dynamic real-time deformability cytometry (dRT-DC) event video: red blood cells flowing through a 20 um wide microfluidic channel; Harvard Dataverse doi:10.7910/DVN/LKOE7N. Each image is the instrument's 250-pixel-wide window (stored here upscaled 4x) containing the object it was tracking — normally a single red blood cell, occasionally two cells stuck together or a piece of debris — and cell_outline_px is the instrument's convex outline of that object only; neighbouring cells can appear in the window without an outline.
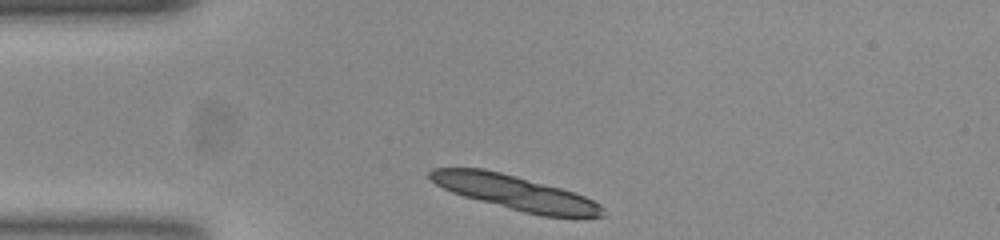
{"species": "common noctule bat (a hibernating species)", "species_latin": "Nyctalus noctula", "temperature_condition": "room temperature", "stored_images_in_passage": 33, "segment_of_instrument_passage": [1, 2], "camera_frame_rate_fps": 3000, "um_per_image_px": 0.085, "animal": {"sex": "female", "body_mass_g": 23.0, "forearm_length_mm": 53.4}, "frame": {"image": 1, "passage_image": 1, "time_ms": 0.0, "image_size_px": [1000, 240], "cell_outline_px": [[604, 216], [540, 216], [524, 212], [464, 196], [452, 192], [436, 184], [428, 176], [428, 172], [432, 168], [484, 168], [500, 172], [560, 188], [584, 196], [600, 204], [604, 208]], "centroid_in_image_um": [43.75, 16.36], "position_along_channel_um": 41.2, "area_um2": 33.93}}